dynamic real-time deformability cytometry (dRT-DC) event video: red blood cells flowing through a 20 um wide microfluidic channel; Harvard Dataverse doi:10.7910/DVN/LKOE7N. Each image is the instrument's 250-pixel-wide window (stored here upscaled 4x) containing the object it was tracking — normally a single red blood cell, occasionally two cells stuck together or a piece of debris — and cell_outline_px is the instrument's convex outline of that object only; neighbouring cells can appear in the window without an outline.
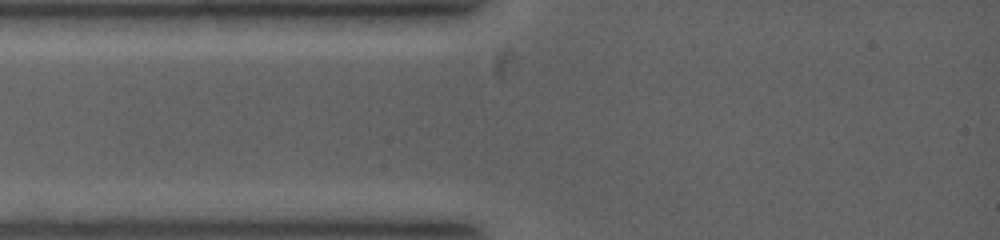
{"species": "common noctule bat (a hibernating species)", "species_latin": "Nyctalus noctula", "temperature_condition": "warm", "stored_images_in_passage": 2, "camera_frame_rate_fps": 5000, "um_per_image_px": 0.085, "animal": {"sex": "female", "body_mass_g": 19.0, "forearm_length_mm": 53.3}, "frame": {"image": 1, "passage_image": 1, "time_ms": 0.0, "image_size_px": [1000, 240], "cell_outline_px": [[548, 12], [544, 20], [516, 72], [500, 80], [496, 80], [492, 76], [484, 52], [488, 48], [544, 12]], "centroid_in_image_um": [43.56, 4.17], "position_along_channel_um": 41.4, "area_um2": 12.89}}